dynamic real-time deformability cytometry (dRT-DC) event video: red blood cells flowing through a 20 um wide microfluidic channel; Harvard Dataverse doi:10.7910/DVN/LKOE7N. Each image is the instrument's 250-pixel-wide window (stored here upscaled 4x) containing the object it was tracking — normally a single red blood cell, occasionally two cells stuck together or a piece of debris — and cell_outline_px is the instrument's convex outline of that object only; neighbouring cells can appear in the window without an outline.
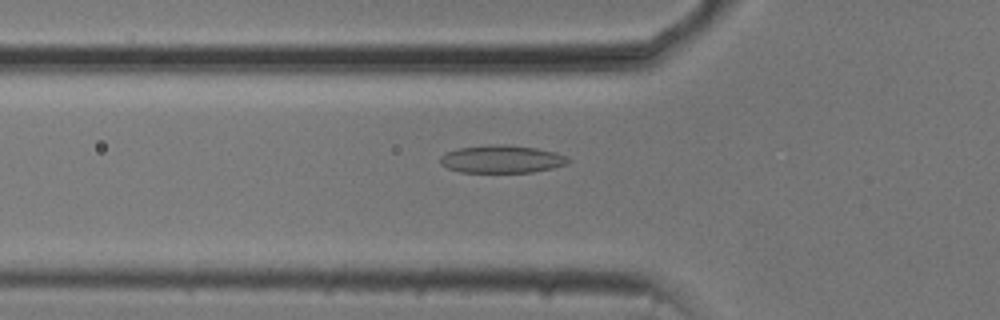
{"species": "common noctule bat (a hibernating species)", "species_latin": "Nyctalus noctula", "temperature_condition": "cold", "stored_images_in_passage": 53, "camera_frame_rate_fps": 3000, "um_per_image_px": 0.085, "animal": {"sex": "male", "body_mass_g": 20.5, "forearm_length_mm": 52.5}, "frame": {"image": 1, "passage_image": 18, "time_ms": 5.667, "image_size_px": [1000, 320], "cell_outline_px": [[572, 160], [568, 164], [552, 168], [532, 172], [460, 172], [448, 168], [440, 164], [440, 156], [444, 152], [456, 148], [488, 144], [508, 144], [536, 148], [556, 152], [568, 156]], "centroid_in_image_um": [42.65, 13.51], "position_along_channel_um": 83.2, "area_um2": 21.1}}
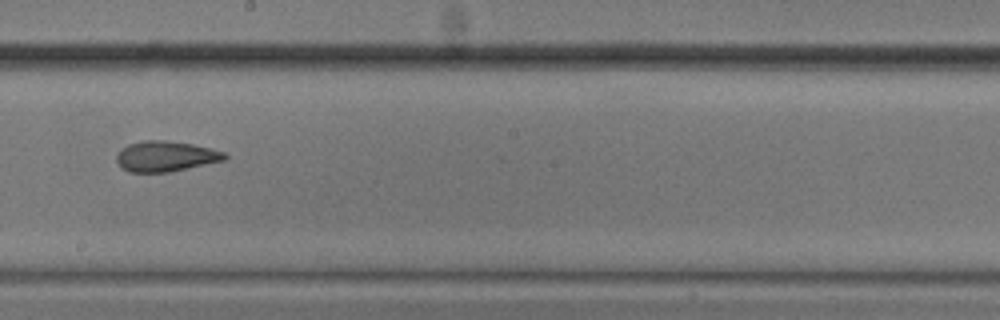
{"frame": {"image": 2, "passage_image": 30, "time_ms": 9.667, "image_size_px": [1000, 320], "cell_outline_px": [[228, 160], [168, 172], [128, 172], [120, 168], [116, 160], [116, 156], [120, 148], [128, 144], [140, 140], [164, 140], [192, 144], [224, 152], [228, 156]], "centroid_in_image_um": [14.05, 13.29], "position_along_channel_um": 234.2, "area_um2": 19.42}}
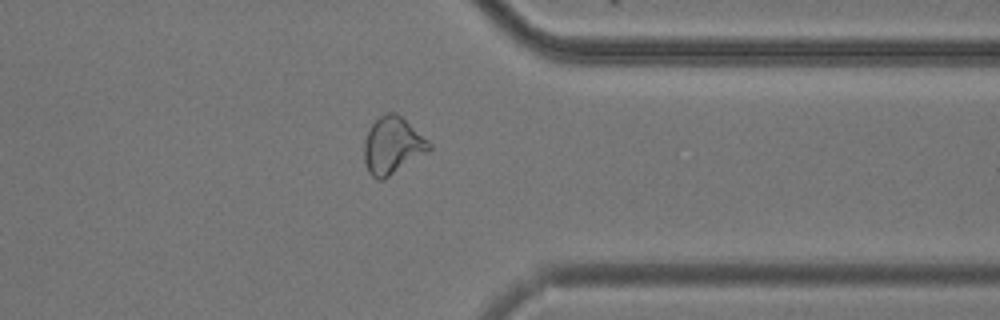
{"frame": {"image": 3, "passage_image": 42, "time_ms": 13.667, "image_size_px": [1000, 320], "cell_outline_px": [[432, 148], [428, 152], [384, 180], [376, 180], [368, 172], [364, 160], [364, 140], [372, 124], [380, 116], [388, 112], [396, 112], [428, 140], [432, 144]], "centroid_in_image_um": [33.36, 12.4], "position_along_channel_um": 378.0, "area_um2": 21.62}, "authors_computed_cell_mechanics": {"area_um2": 21.5016, "velocity_mm_per_s": 3.743, "shape_relaxation_time_tau1_ms": null, "shape_relaxation_time_tau2_ms": 2.3592, "deformation_change_tau1": null, "deformation_change_tau2": 0.0842}}